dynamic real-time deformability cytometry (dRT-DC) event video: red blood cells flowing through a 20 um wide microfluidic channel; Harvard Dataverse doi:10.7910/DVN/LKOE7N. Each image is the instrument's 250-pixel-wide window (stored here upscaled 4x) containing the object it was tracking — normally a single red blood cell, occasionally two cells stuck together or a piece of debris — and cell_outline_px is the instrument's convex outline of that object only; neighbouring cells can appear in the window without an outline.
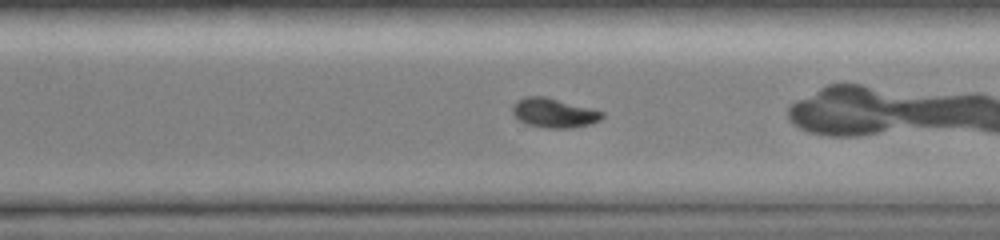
{"species": "common noctule bat (a hibernating species)", "species_latin": "Nyctalus noctula", "temperature_condition": "room temperature", "stored_images_in_passage": 45, "camera_frame_rate_fps": 3000, "um_per_image_px": 0.085, "animal": {"sex": "female", "body_mass_g": 19.0, "forearm_length_mm": 51.5}, "frame": {"image": 1, "passage_image": 30, "time_ms": 9.667, "image_size_px": [1000, 240], "cell_outline_px": [[604, 116], [600, 120], [592, 124], [572, 128], [548, 128], [528, 124], [512, 116], [512, 108], [516, 100], [524, 96], [544, 96], [604, 112]], "centroid_in_image_um": [47.06, 9.6], "position_along_channel_um": 323.5, "area_um2": 15.32}, "authors_computed_cell_mechanics": {"area_um2": 16.473, "velocity_mm_per_s": 4.1074, "shape_relaxation_time_tau1_ms": 3.4604, "shape_relaxation_time_tau2_ms": null, "deformation_change_tau1": 0.1701, "deformation_change_tau2": null}}